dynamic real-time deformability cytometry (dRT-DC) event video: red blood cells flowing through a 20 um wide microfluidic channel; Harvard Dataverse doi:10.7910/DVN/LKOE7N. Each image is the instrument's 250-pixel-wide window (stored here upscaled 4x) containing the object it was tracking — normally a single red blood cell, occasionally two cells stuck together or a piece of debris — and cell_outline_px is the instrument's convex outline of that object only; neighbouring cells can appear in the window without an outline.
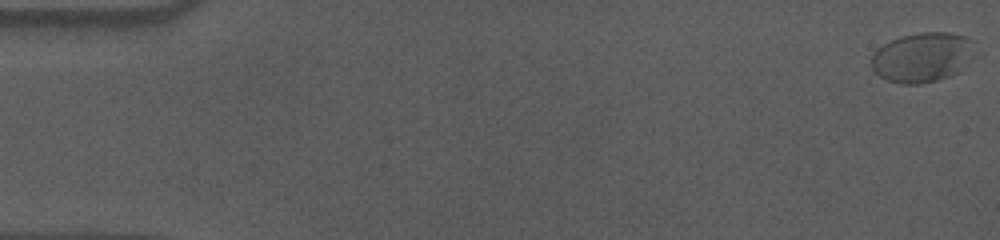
{"species": "human", "species_latin": "Homo sapiens", "temperature_condition": "cold", "stored_images_in_passage": 58, "camera_frame_rate_fps": 3000, "um_per_image_px": 0.085, "donor": {"sex": "male"}, "frame": {"image": 1, "passage_image": 1, "time_ms": 0.0, "image_size_px": [1000, 240], "cell_outline_px": [[976, 40], [972, 56], [960, 72], [936, 80], [920, 84], [904, 84], [888, 80], [880, 76], [872, 68], [872, 56], [876, 48], [900, 36], [920, 32], [948, 32], [968, 36]], "centroid_in_image_um": [78.44, 4.84], "position_along_channel_um": 6.6, "area_um2": 30.17}}
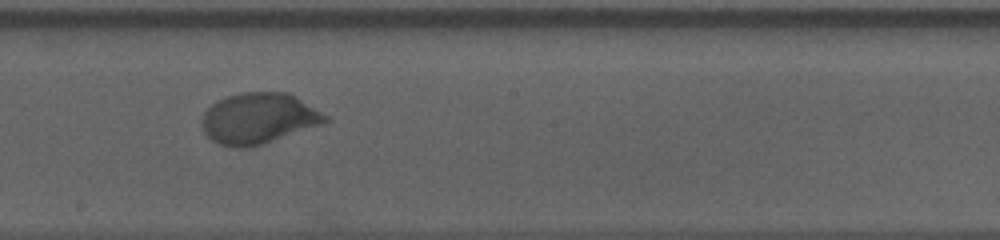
{"frame": {"image": 2, "passage_image": 33, "time_ms": 10.667, "image_size_px": [1000, 240], "cell_outline_px": [[328, 120], [324, 124], [264, 144], [248, 148], [232, 148], [220, 144], [212, 140], [204, 132], [200, 124], [200, 120], [204, 112], [216, 100], [240, 92], [288, 92], [296, 96], [328, 116]], "centroid_in_image_um": [21.97, 10.07], "position_along_channel_um": 226.2, "area_um2": 36.99}}
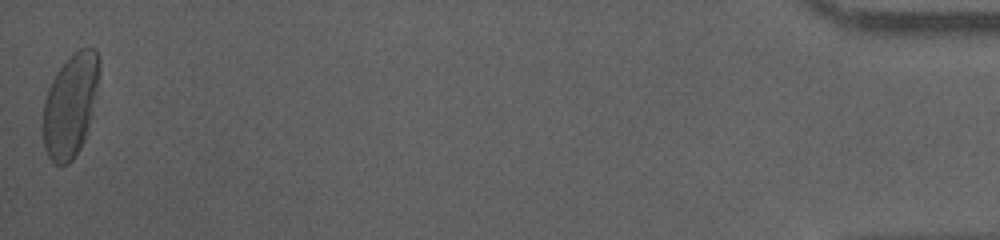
{"frame": {"image": 3, "passage_image": 58, "time_ms": 19.0, "image_size_px": [1000, 240], "cell_outline_px": [[96, 84], [92, 116], [84, 140], [80, 148], [72, 160], [68, 164], [56, 164], [48, 156], [44, 148], [44, 100], [48, 88], [56, 72], [80, 48], [96, 48]], "centroid_in_image_um": [5.94, 9.03], "position_along_channel_um": 429.3, "area_um2": 32.6}, "authors_computed_cell_mechanics": {"area_um2": 33.5818, "velocity_mm_per_s": 3.5664, "shape_relaxation_time_tau1_ms": 3.3566, "shape_relaxation_time_tau2_ms": null, "deformation_change_tau1": 0.1591, "deformation_change_tau2": null}}